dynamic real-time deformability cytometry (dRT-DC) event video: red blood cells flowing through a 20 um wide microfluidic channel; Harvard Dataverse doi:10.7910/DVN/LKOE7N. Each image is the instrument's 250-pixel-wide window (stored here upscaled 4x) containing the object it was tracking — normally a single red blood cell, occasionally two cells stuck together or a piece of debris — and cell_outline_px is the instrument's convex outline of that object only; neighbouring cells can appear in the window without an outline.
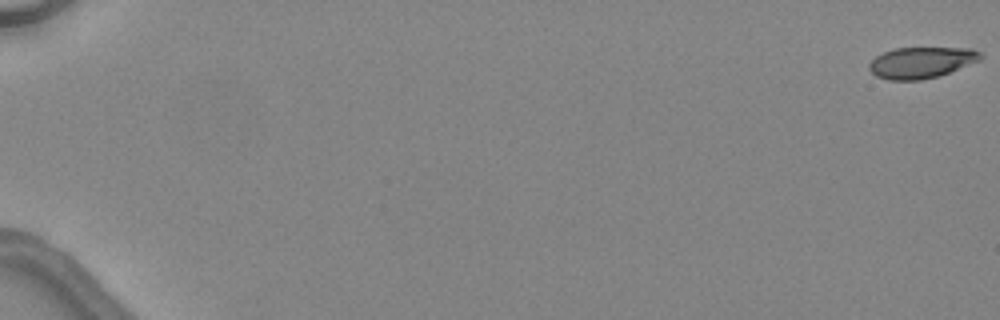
{"species": "common noctule bat (a hibernating species)", "species_latin": "Nyctalus noctula", "temperature_condition": "warm", "stored_images_in_passage": 4, "camera_frame_rate_fps": 3000, "um_per_image_px": 0.085, "animal": {"sex": "female", "body_mass_g": 24.6, "forearm_length_mm": 56.2}, "frame": {"image": 1, "passage_image": 1, "time_ms": 0.0, "image_size_px": [1000, 320], "cell_outline_px": [[984, 56], [980, 60], [940, 76], [920, 80], [888, 80], [876, 76], [868, 68], [868, 64], [876, 56], [884, 52], [896, 48], [972, 48], [980, 52]], "centroid_in_image_um": [78.32, 5.32], "position_along_channel_um": 6.7, "area_um2": 20.29}}